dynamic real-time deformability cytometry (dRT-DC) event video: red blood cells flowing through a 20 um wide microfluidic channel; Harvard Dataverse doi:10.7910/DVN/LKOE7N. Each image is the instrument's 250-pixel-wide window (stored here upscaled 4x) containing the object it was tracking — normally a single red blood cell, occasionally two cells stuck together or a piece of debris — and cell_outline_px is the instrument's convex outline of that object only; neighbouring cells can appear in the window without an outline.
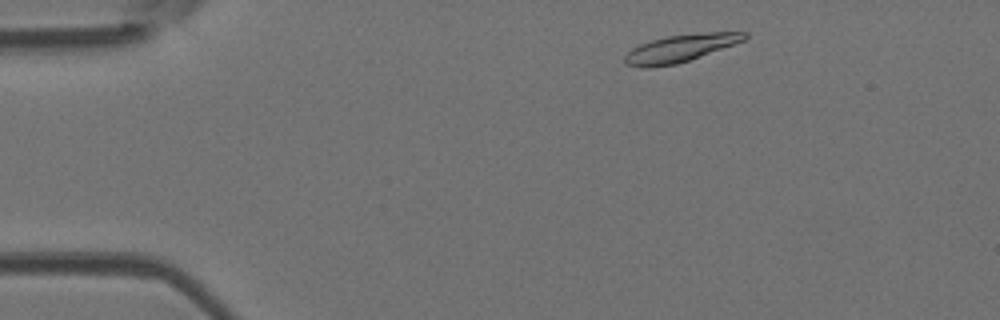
{"species": "Egyptian fruit bat (a non-hibernating species)", "species_latin": "Rousettus aegyptiacus", "temperature_condition": "room temperature", "stored_images_in_passage": 36, "camera_frame_rate_fps": 3000, "um_per_image_px": 0.085, "animal": {"sex": "female"}, "frame": {"image": 1, "passage_image": 3, "time_ms": 0.667, "image_size_px": [1000, 320], "cell_outline_px": [[748, 36], [744, 40], [688, 60], [676, 64], [648, 68], [640, 68], [624, 64], [624, 56], [632, 48], [640, 44], [652, 40], [668, 36], [704, 32], [748, 32]], "centroid_in_image_um": [57.77, 4.11], "position_along_channel_um": 27.2, "area_um2": 18.9}}
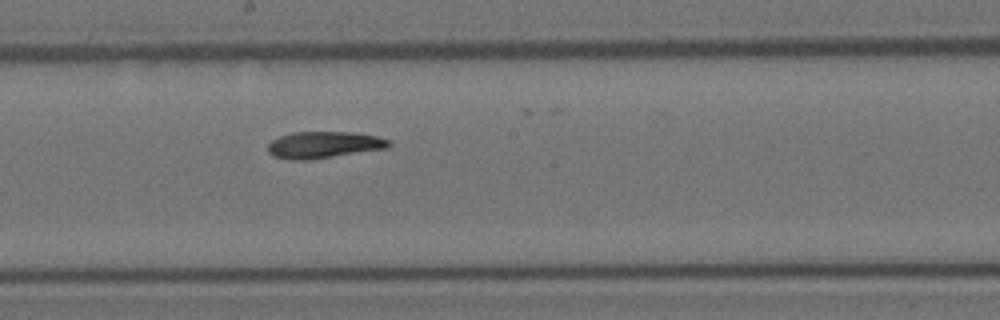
{"frame": {"image": 2, "passage_image": 23, "time_ms": 7.333, "image_size_px": [1000, 320], "cell_outline_px": [[392, 144], [388, 148], [308, 160], [288, 160], [272, 156], [268, 152], [268, 144], [272, 140], [280, 136], [292, 132], [352, 132], [376, 136], [388, 140]], "centroid_in_image_um": [27.49, 12.31], "position_along_channel_um": 220.7, "area_um2": 18.84}}
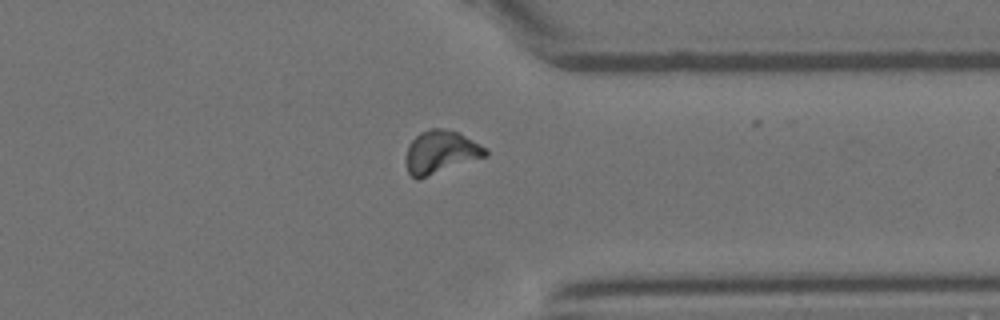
{"frame": {"image": 3, "passage_image": 35, "time_ms": 11.333, "image_size_px": [1000, 320], "cell_outline_px": [[488, 156], [420, 180], [416, 180], [408, 172], [408, 144], [420, 132], [428, 128], [440, 128], [456, 132], [488, 148]], "centroid_in_image_um": [37.5, 12.95], "position_along_channel_um": 373.9, "area_um2": 19.94}}